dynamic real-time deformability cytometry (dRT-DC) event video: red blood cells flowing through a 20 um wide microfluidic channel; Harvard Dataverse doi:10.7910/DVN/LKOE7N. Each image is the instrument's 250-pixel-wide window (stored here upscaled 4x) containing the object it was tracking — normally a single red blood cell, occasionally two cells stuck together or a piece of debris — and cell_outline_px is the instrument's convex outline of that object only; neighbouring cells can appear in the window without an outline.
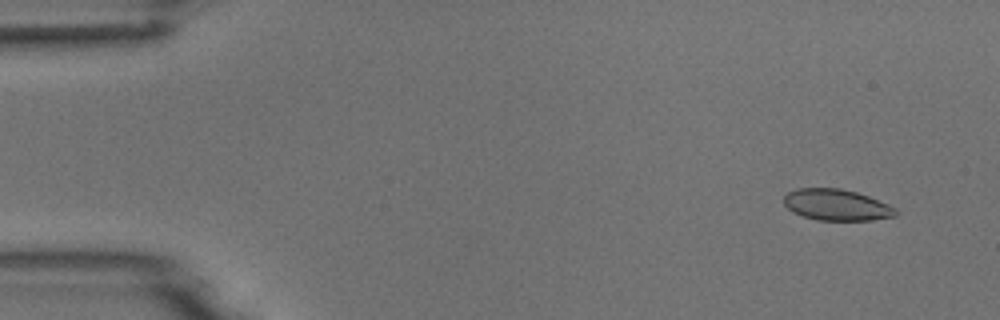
{"species": "common noctule bat (a hibernating species)", "species_latin": "Nyctalus noctula", "temperature_condition": "room temperature", "stored_images_in_passage": 13, "camera_frame_rate_fps": 3000, "um_per_image_px": 0.085, "animal": {"sex": "male", "body_mass_g": 18.8}, "frame": {"image": 1, "passage_image": 1, "time_ms": 0.0, "image_size_px": [1000, 320], "cell_outline_px": [[900, 212], [896, 216], [872, 220], [816, 220], [792, 212], [784, 204], [784, 196], [788, 192], [796, 188], [840, 188], [856, 192], [868, 196], [888, 204], [896, 208]], "centroid_in_image_um": [71.12, 17.41], "position_along_channel_um": 13.9, "area_um2": 20.46}}
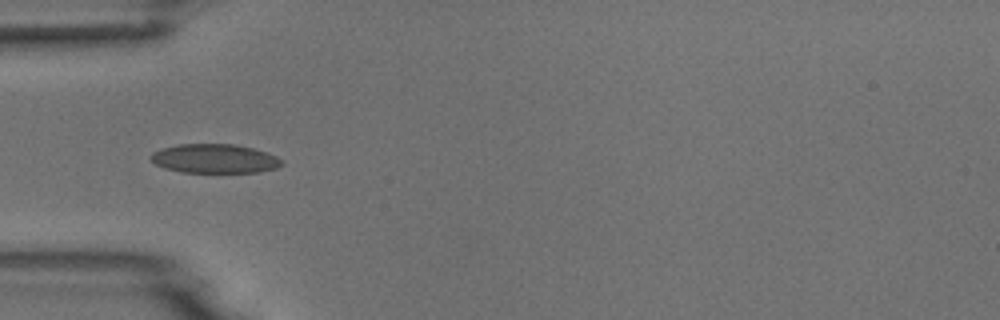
{"frame": {"image": 2, "passage_image": 4, "time_ms": 4.333, "image_size_px": [1000, 320], "cell_outline_px": [[284, 164], [276, 168], [260, 172], [180, 172], [164, 168], [156, 164], [148, 156], [152, 152], [160, 148], [180, 144], [236, 144], [252, 148], [276, 156], [284, 160]], "centroid_in_image_um": [18.23, 13.48], "position_along_channel_um": 66.8, "area_um2": 22.31}}